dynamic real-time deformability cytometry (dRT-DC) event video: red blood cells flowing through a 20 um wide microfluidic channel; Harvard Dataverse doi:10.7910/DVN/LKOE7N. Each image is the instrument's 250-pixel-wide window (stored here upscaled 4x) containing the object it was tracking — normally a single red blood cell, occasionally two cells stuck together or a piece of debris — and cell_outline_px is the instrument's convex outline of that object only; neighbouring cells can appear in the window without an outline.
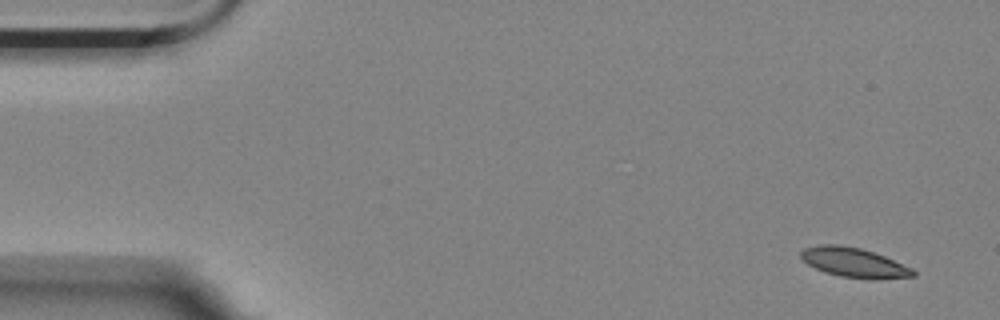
{"species": "Egyptian fruit bat (a non-hibernating species)", "species_latin": "Rousettus aegyptiacus", "temperature_condition": "room temperature", "stored_images_in_passage": 5, "camera_frame_rate_fps": 3000, "um_per_image_px": 0.085, "animal": {"sex": "female"}, "frame": {"image": 1, "passage_image": 1, "time_ms": 0.0, "image_size_px": [1000, 320], "cell_outline_px": [[916, 276], [872, 280], [868, 280], [840, 276], [824, 272], [808, 264], [800, 256], [800, 252], [804, 248], [816, 244], [840, 244], [860, 248], [884, 256], [912, 268], [916, 272]], "centroid_in_image_um": [72.59, 22.32], "position_along_channel_um": 12.4, "area_um2": 19.48}}